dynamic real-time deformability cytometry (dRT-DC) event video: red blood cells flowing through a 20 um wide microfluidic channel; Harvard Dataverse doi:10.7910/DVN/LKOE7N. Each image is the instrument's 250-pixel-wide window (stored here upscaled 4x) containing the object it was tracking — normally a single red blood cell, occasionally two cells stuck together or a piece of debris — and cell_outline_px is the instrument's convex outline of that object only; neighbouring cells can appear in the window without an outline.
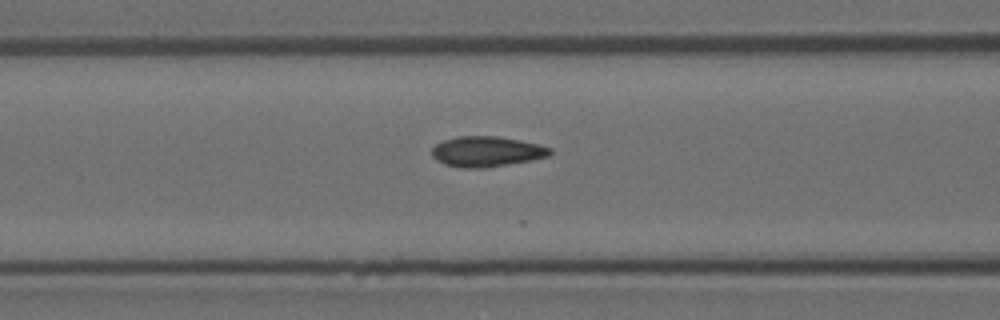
{"species": "Egyptian fruit bat (a non-hibernating species)", "species_latin": "Rousettus aegyptiacus", "temperature_condition": "room temperature", "stored_images_in_passage": 13, "camera_frame_rate_fps": 3000, "um_per_image_px": 0.085, "animal": {"sex": "female"}, "frame": {"image": 1, "passage_image": 11, "time_ms": 3.333, "image_size_px": [1000, 320], "cell_outline_px": [[552, 152], [548, 156], [488, 168], [464, 168], [444, 164], [436, 160], [432, 156], [432, 148], [436, 144], [444, 140], [460, 136], [496, 136], [520, 140], [552, 148]], "centroid_in_image_um": [41.33, 12.88], "position_along_channel_um": 125.3, "area_um2": 20.75}}